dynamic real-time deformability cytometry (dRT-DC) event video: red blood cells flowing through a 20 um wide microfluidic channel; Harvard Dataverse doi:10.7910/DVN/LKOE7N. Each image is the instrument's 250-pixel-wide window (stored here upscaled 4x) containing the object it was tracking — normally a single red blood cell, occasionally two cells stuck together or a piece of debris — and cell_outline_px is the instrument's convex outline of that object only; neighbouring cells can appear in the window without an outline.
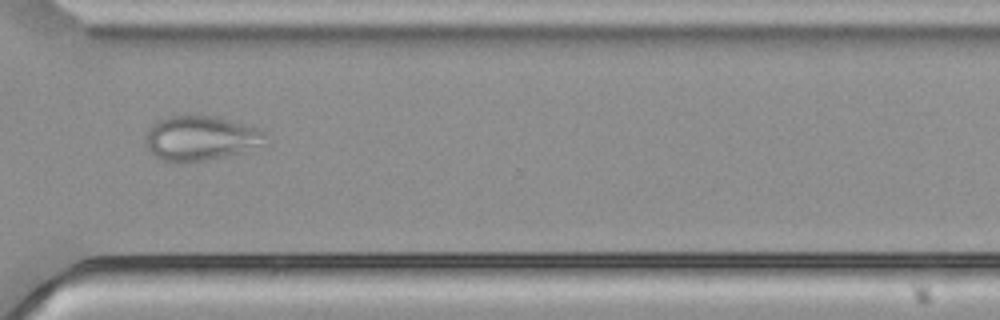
{"species": "common noctule bat (a hibernating species)", "species_latin": "Nyctalus noctula", "temperature_condition": "cold", "stored_images_in_passage": 43, "camera_frame_rate_fps": 3000, "um_per_image_px": 0.085, "animal": {"sex": "male", "body_mass_g": 21.5, "forearm_length_mm": 52.0}, "frame": {"image": 1, "passage_image": 29, "time_ms": 9.333, "image_size_px": [1000, 320], "cell_outline_px": [[268, 136], [244, 152], [204, 160], [180, 164], [160, 160], [152, 156], [148, 152], [144, 144], [144, 140], [148, 128], [156, 120], [168, 116], [184, 112], [212, 116], [260, 128]], "centroid_in_image_um": [16.89, 11.72], "position_along_channel_um": 353.7, "area_um2": 31.96}}
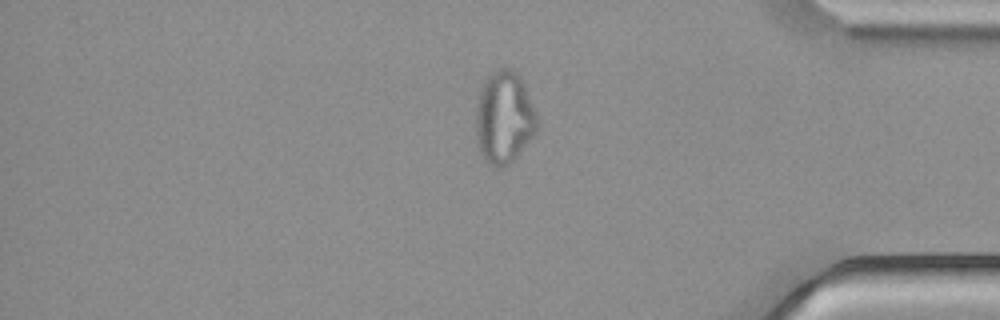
{"frame": {"image": 2, "passage_image": 34, "time_ms": 11.0, "image_size_px": [1000, 320], "cell_outline_px": [[536, 132], [516, 156], [504, 168], [496, 168], [488, 164], [484, 160], [480, 152], [476, 140], [476, 108], [480, 92], [484, 80], [496, 68], [512, 68], [520, 76], [524, 84], [536, 116]], "centroid_in_image_um": [42.81, 10.0], "position_along_channel_um": 392.4, "area_um2": 32.77}}
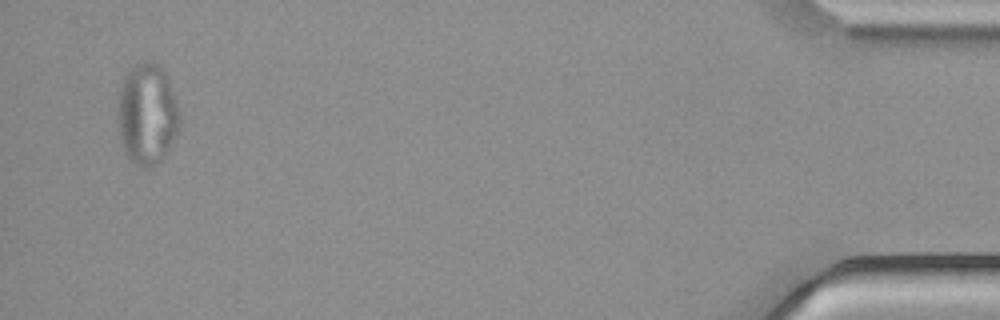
{"frame": {"image": 3, "passage_image": 41, "time_ms": 13.333, "image_size_px": [1000, 320], "cell_outline_px": [[180, 128], [168, 148], [160, 160], [152, 168], [140, 168], [128, 156], [120, 140], [120, 92], [124, 76], [128, 68], [144, 60], [152, 60], [160, 64], [168, 80], [176, 104], [180, 120]], "centroid_in_image_um": [12.52, 9.67], "position_along_channel_um": 422.7, "area_um2": 35.84}}